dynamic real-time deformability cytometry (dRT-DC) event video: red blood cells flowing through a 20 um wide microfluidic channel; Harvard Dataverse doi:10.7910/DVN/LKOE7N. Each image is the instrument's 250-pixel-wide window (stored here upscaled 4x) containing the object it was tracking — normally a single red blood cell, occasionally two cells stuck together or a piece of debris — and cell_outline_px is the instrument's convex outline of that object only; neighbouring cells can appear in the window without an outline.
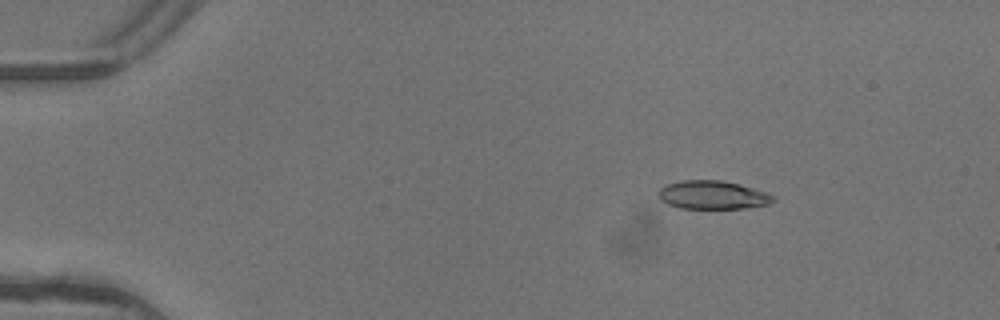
{"species": "common noctule bat (a hibernating species)", "species_latin": "Nyctalus noctula", "temperature_condition": "warm", "stored_images_in_passage": 4, "camera_frame_rate_fps": 3000, "um_per_image_px": 0.085, "animal": {"sex": "female"}, "frame": {"image": 1, "passage_image": 2, "time_ms": 0.333, "image_size_px": [1000, 320], "cell_outline_px": [[776, 200], [768, 204], [744, 208], [680, 208], [668, 204], [660, 200], [656, 192], [664, 184], [680, 180], [720, 180], [740, 184], [768, 192], [776, 196]], "centroid_in_image_um": [60.56, 16.56], "position_along_channel_um": 24.4, "area_um2": 19.31}}
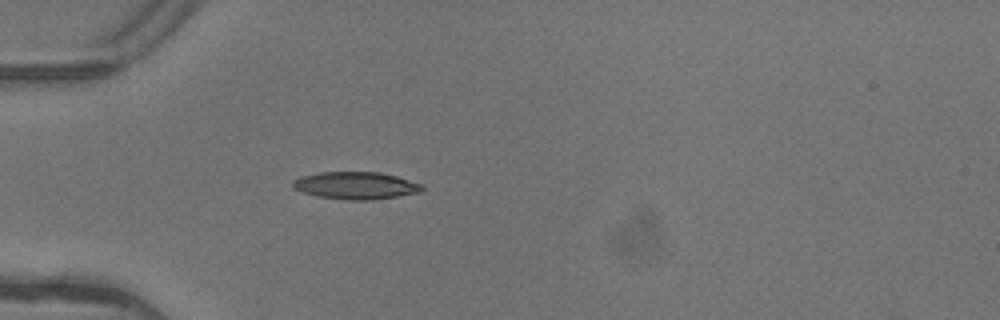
{"frame": {"image": 2, "passage_image": 4, "time_ms": 1.0, "image_size_px": [1000, 320], "cell_outline_px": [[424, 188], [420, 192], [372, 200], [344, 200], [316, 196], [292, 188], [292, 180], [300, 176], [320, 172], [380, 172], [396, 176], [424, 184]], "centroid_in_image_um": [30.22, 15.77], "position_along_channel_um": 54.8, "area_um2": 20.75}}